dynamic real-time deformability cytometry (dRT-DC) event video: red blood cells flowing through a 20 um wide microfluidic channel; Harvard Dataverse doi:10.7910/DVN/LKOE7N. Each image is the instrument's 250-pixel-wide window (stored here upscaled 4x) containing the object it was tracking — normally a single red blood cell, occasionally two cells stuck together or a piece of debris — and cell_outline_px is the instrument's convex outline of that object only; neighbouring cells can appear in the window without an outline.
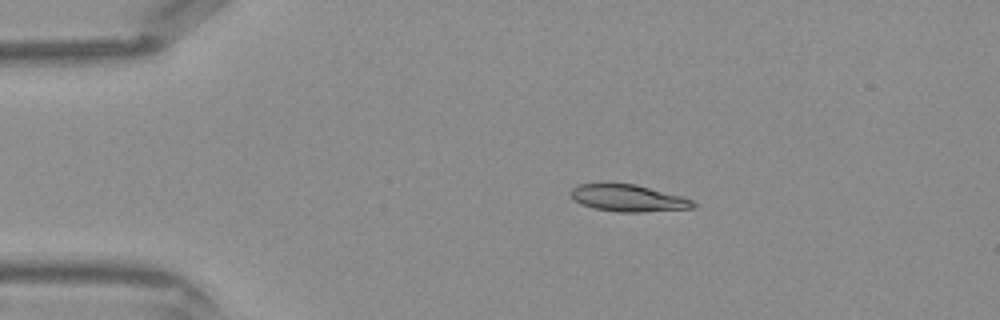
{"species": "Egyptian fruit bat (a non-hibernating species)", "species_latin": "Rousettus aegyptiacus", "temperature_condition": "warm", "stored_images_in_passage": 35, "camera_frame_rate_fps": 3000, "um_per_image_px": 0.085, "frame": {"image": 1, "passage_image": 1, "time_ms": 0.0, "image_size_px": [1000, 320], "cell_outline_px": [[696, 208], [640, 212], [620, 212], [596, 208], [580, 204], [568, 192], [576, 184], [636, 184], [680, 196], [692, 200], [696, 204]], "centroid_in_image_um": [53.4, 16.84], "position_along_channel_um": 31.6, "area_um2": 18.96}}
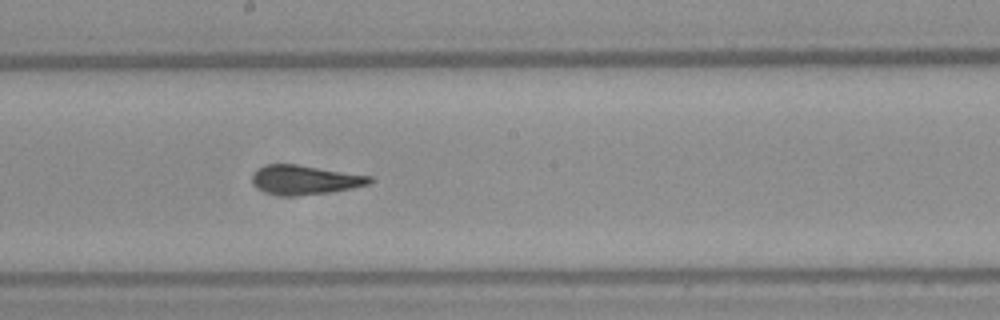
{"frame": {"image": 2, "passage_image": 16, "time_ms": 5.0, "image_size_px": [1000, 320], "cell_outline_px": [[372, 180], [368, 184], [352, 188], [328, 192], [288, 196], [268, 192], [252, 184], [252, 176], [260, 168], [268, 164], [296, 164], [372, 176]], "centroid_in_image_um": [25.94, 15.27], "position_along_channel_um": 222.3, "area_um2": 19.48}}
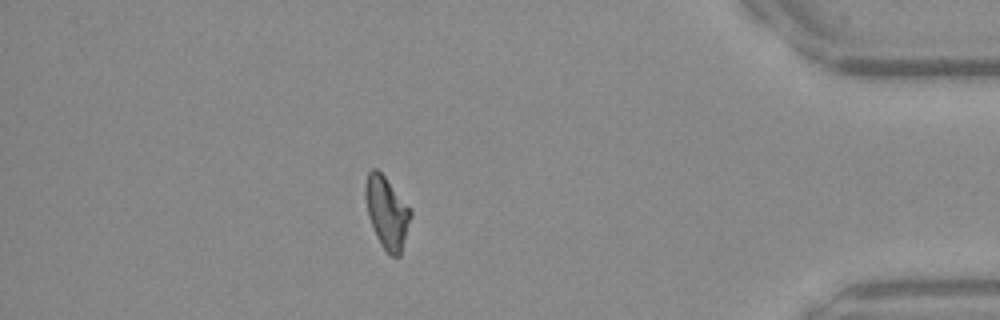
{"frame": {"image": 3, "passage_image": 30, "time_ms": 9.667, "image_size_px": [1000, 320], "cell_outline_px": [[412, 216], [400, 256], [388, 256], [380, 244], [376, 236], [368, 216], [364, 196], [364, 184], [368, 172], [372, 168], [376, 168], [384, 176], [412, 212]], "centroid_in_image_um": [32.85, 18.09], "position_along_channel_um": 402.3, "area_um2": 18.96}}